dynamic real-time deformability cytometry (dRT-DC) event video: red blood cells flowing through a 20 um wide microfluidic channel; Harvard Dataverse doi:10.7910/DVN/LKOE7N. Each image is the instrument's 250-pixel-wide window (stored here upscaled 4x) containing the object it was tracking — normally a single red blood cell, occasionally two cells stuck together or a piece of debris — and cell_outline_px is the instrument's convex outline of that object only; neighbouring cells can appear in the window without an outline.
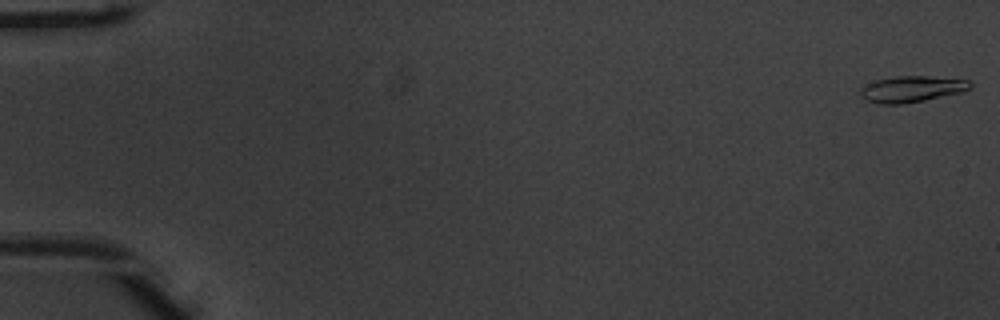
{"species": "common noctule bat (a hibernating species)", "species_latin": "Nyctalus noctula", "temperature_condition": "warm", "stored_images_in_passage": 53, "camera_frame_rate_fps": 3000, "um_per_image_px": 0.085, "animal": {"sex": "male", "body_mass_g": 20.1, "forearm_length_mm": 53.5}, "frame": {"image": 1, "passage_image": 1, "time_ms": 0.0, "image_size_px": [1000, 320], "cell_outline_px": [[972, 84], [968, 88], [956, 92], [920, 100], [900, 104], [884, 104], [868, 100], [864, 96], [864, 88], [868, 84], [880, 80], [900, 76], [924, 76], [968, 80]], "centroid_in_image_um": [77.52, 7.55], "position_along_channel_um": 7.5, "area_um2": 15.43}}
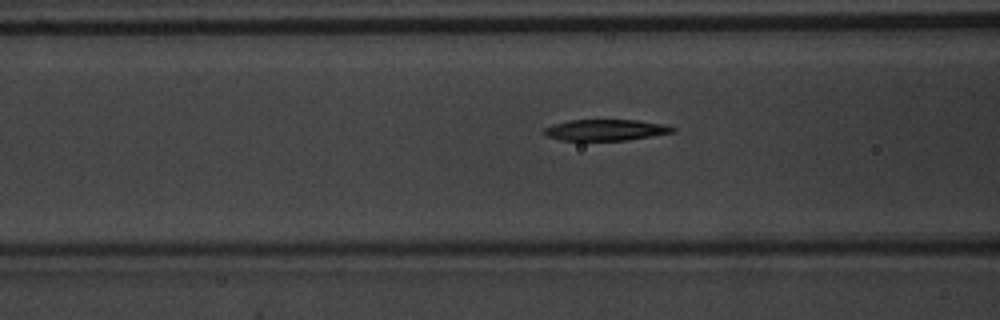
{"frame": {"image": 2, "passage_image": 22, "time_ms": 7.0, "image_size_px": [1000, 320], "cell_outline_px": [[676, 128], [672, 132], [624, 140], [560, 140], [548, 136], [544, 132], [544, 128], [556, 124], [572, 120], [636, 120], [660, 124]], "centroid_in_image_um": [51.44, 11.04], "position_along_channel_um": 115.2, "area_um2": 15.26}}
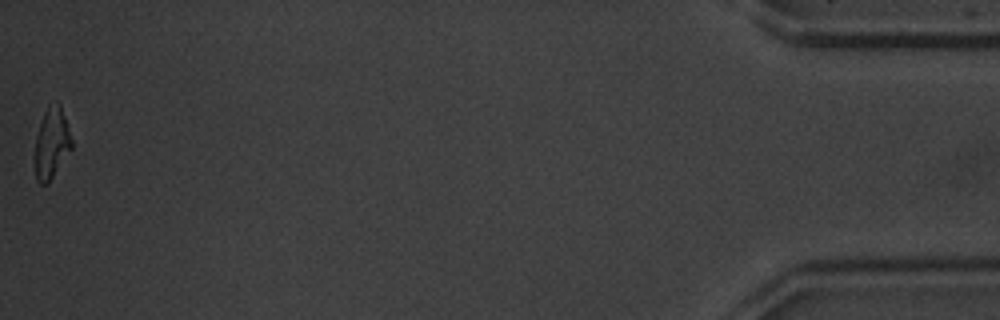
{"frame": {"image": 3, "passage_image": 53, "time_ms": 17.333, "image_size_px": [1000, 320], "cell_outline_px": [[72, 148], [48, 184], [40, 184], [36, 180], [36, 136], [44, 112], [48, 104], [56, 100], [60, 104], [72, 140]], "centroid_in_image_um": [4.4, 12.15], "position_along_channel_um": 430.8, "area_um2": 14.97}, "authors_computed_cell_mechanics": {"area_um2": 16.184, "velocity_mm_per_s": 3.9095, "shape_relaxation_time_tau1_ms": 4.193, "shape_relaxation_time_tau2_ms": 2.6408, "deformation_change_tau1": 0.1653, "deformation_change_tau2": 0.1063}}